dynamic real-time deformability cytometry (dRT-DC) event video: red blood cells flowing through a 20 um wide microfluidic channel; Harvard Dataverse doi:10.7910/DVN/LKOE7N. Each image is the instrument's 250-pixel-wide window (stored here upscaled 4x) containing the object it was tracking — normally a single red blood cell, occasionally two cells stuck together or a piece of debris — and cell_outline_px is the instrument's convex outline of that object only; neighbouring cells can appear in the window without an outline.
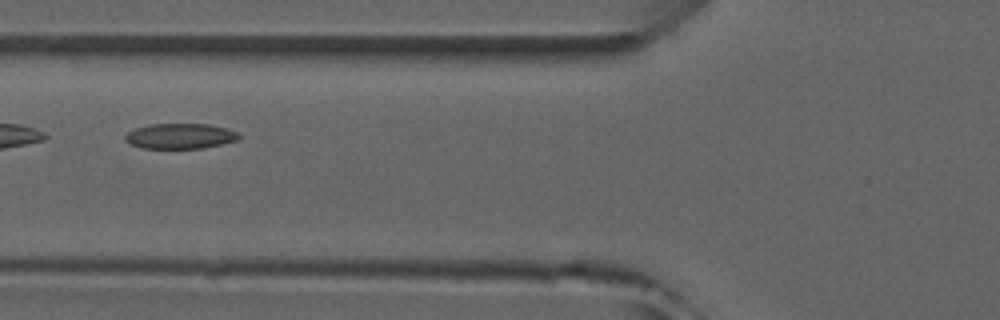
{"species": "common noctule bat (a hibernating species)", "species_latin": "Nyctalus noctula", "temperature_condition": "room temperature", "stored_images_in_passage": 3, "camera_frame_rate_fps": 3000, "um_per_image_px": 0.085, "animal": {"sex": "male", "forearm_length_mm": 52.5}, "frame": {"image": 1, "passage_image": 3, "time_ms": 3.333, "image_size_px": [1000, 320], "cell_outline_px": [[240, 140], [200, 148], [140, 148], [124, 140], [124, 136], [128, 132], [136, 128], [152, 124], [208, 124], [228, 128], [236, 132], [240, 136]], "centroid_in_image_um": [15.32, 11.56], "position_along_channel_um": 110.5, "area_um2": 16.7}}